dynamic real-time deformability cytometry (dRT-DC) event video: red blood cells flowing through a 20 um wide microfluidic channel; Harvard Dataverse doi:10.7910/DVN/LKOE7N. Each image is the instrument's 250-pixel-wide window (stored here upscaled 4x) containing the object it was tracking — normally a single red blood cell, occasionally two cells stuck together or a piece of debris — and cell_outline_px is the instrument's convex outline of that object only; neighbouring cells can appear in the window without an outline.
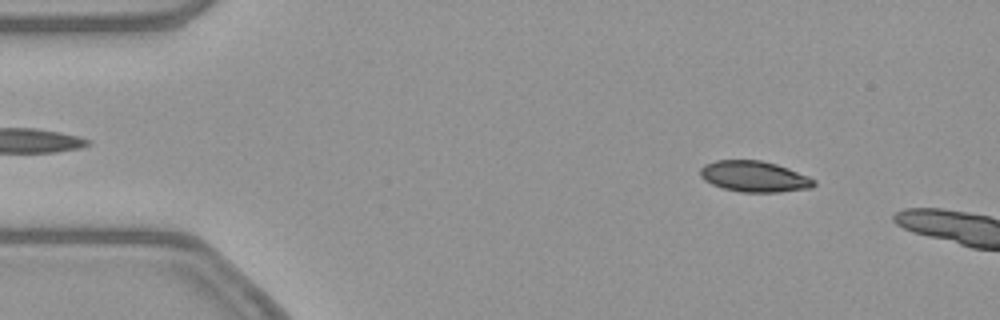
{"species": "common noctule bat (a hibernating species)", "species_latin": "Nyctalus noctula", "temperature_condition": "warm", "stored_images_in_passage": 10, "camera_frame_rate_fps": 3000, "um_per_image_px": 0.085, "animal": {"sex": "female", "body_mass_g": 21.9}, "frame": {"image": 1, "passage_image": 6, "time_ms": 1.667, "image_size_px": [1000, 320], "cell_outline_px": [[816, 184], [812, 188], [780, 192], [740, 192], [724, 188], [712, 184], [704, 180], [700, 176], [700, 168], [704, 164], [716, 160], [760, 160], [776, 164], [788, 168], [808, 176], [816, 180]], "centroid_in_image_um": [64.12, 15.0], "position_along_channel_um": 20.9, "area_um2": 20.58}}